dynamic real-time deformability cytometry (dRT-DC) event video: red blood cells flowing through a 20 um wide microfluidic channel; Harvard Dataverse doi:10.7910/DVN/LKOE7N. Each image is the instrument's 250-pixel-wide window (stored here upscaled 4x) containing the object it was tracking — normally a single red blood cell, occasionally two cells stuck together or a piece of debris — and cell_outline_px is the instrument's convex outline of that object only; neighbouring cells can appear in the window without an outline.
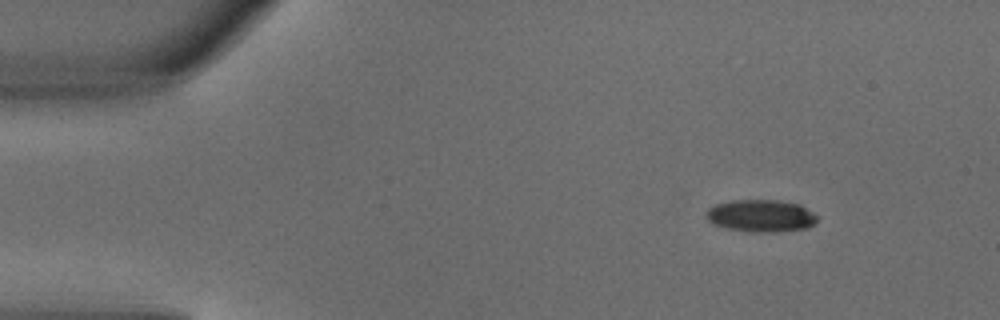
{"species": "common noctule bat (a hibernating species)", "species_latin": "Nyctalus noctula", "temperature_condition": "warm", "stored_images_in_passage": 3, "camera_frame_rate_fps": 3000, "um_per_image_px": 0.085, "animal": {"sex": "male", "body_mass_g": 18.8}, "frame": {"image": 1, "passage_image": 1, "time_ms": 0.0, "image_size_px": [1000, 320], "cell_outline_px": [[820, 216], [808, 228], [776, 232], [748, 232], [728, 228], [712, 224], [704, 216], [704, 212], [708, 208], [716, 204], [732, 200], [780, 200], [800, 204]], "centroid_in_image_um": [64.67, 18.34], "position_along_channel_um": 20.3, "area_um2": 21.21}}